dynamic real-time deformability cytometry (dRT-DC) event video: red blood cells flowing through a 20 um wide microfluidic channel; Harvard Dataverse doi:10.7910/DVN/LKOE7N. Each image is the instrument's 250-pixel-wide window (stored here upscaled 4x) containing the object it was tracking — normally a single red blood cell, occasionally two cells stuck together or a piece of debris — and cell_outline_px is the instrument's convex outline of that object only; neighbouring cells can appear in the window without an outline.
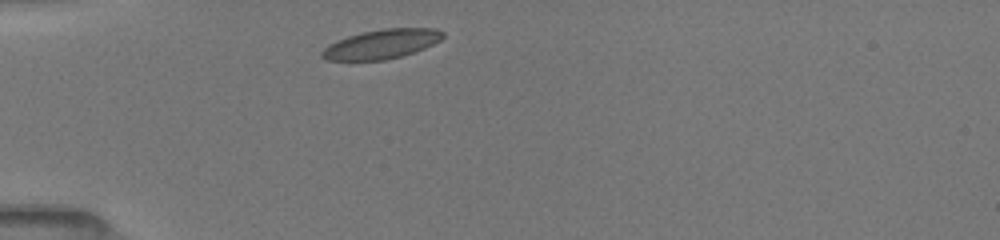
{"species": "common noctule bat (a hibernating species)", "species_latin": "Nyctalus noctula", "temperature_condition": "room temperature", "stored_images_in_passage": 5, "camera_frame_rate_fps": 3000, "um_per_image_px": 0.085, "animal": {"sex": "female", "body_mass_g": 19.5, "forearm_length_mm": 54.1}, "frame": {"image": 1, "passage_image": 1, "time_ms": 0.0, "image_size_px": [1000, 240], "cell_outline_px": [[444, 36], [440, 40], [424, 48], [400, 56], [384, 60], [328, 60], [320, 56], [320, 52], [328, 44], [348, 36], [364, 32], [384, 28], [432, 28], [444, 32]], "centroid_in_image_um": [32.41, 3.74], "position_along_channel_um": 52.6, "area_um2": 20.4}}
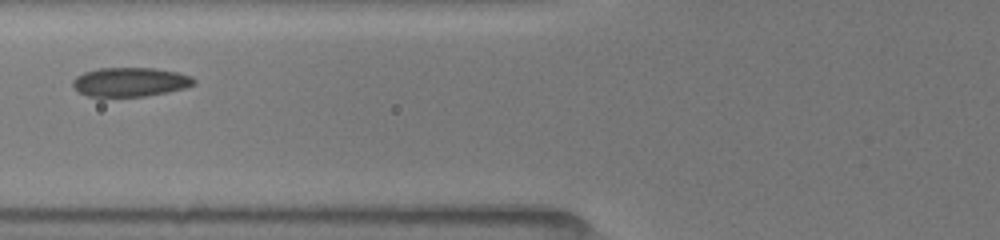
{"frame": {"image": 2, "passage_image": 3, "time_ms": 2.0, "image_size_px": [1000, 240], "cell_outline_px": [[196, 84], [184, 88], [144, 96], [88, 96], [80, 92], [72, 84], [72, 80], [76, 76], [84, 72], [100, 68], [156, 68], [176, 72], [192, 76], [196, 80]], "centroid_in_image_um": [11.08, 6.95], "position_along_channel_um": 114.7, "area_um2": 20.35}}
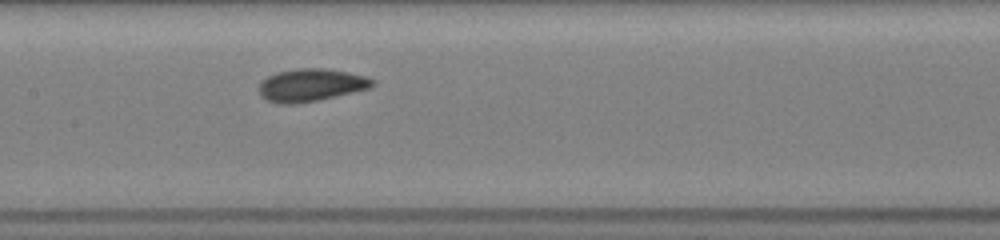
{"frame": {"image": 3, "passage_image": 5, "time_ms": 3.667, "image_size_px": [1000, 240], "cell_outline_px": [[376, 84], [372, 88], [336, 96], [296, 104], [276, 104], [260, 96], [260, 80], [276, 72], [296, 68], [324, 68], [348, 72], [368, 76], [376, 80]], "centroid_in_image_um": [26.46, 7.22], "position_along_channel_um": 180.9, "area_um2": 21.91}}